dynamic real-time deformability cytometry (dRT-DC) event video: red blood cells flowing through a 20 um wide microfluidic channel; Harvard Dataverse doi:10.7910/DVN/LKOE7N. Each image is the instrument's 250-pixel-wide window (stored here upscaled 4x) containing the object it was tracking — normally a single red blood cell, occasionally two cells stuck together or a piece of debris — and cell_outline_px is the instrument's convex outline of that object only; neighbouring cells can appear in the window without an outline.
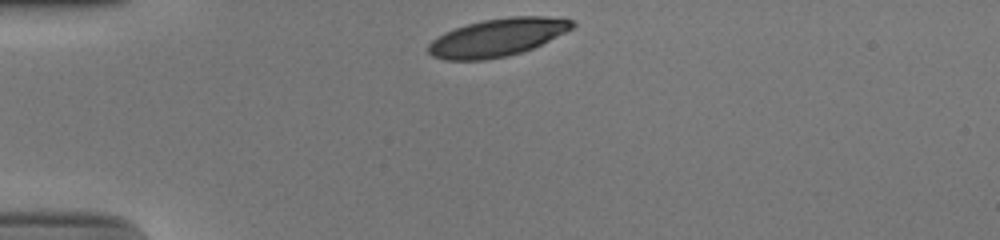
{"species": "human", "species_latin": "Homo sapiens", "temperature_condition": "cold", "stored_images_in_passage": 31, "camera_frame_rate_fps": 3000, "um_per_image_px": 0.085, "donor": {"sex": "male"}, "frame": {"image": 1, "passage_image": 1, "time_ms": 0.0, "image_size_px": [1000, 240], "cell_outline_px": [[576, 24], [572, 28], [532, 48], [508, 56], [484, 60], [444, 60], [432, 56], [428, 52], [428, 44], [432, 40], [444, 32], [468, 24], [484, 20], [512, 16], [564, 16], [572, 20]], "centroid_in_image_um": [42.28, 3.17], "position_along_channel_um": 42.7, "area_um2": 31.67}}
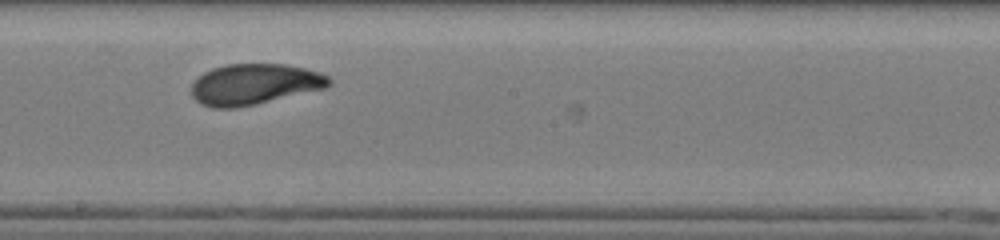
{"frame": {"image": 2, "passage_image": 18, "time_ms": 5.667, "image_size_px": [1000, 240], "cell_outline_px": [[332, 84], [324, 88], [256, 104], [236, 108], [212, 108], [200, 104], [192, 96], [192, 84], [204, 72], [212, 68], [228, 64], [284, 64], [304, 68], [320, 72], [328, 76], [332, 80]], "centroid_in_image_um": [21.62, 7.16], "position_along_channel_um": 226.6, "area_um2": 32.66}}
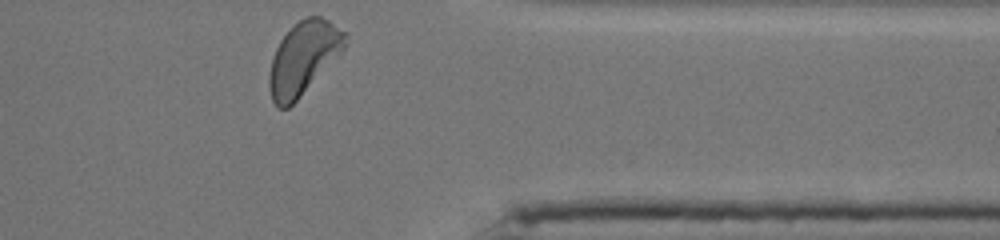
{"frame": {"image": 3, "passage_image": 31, "time_ms": 10.0, "image_size_px": [1000, 240], "cell_outline_px": [[348, 44], [300, 96], [288, 108], [276, 108], [272, 100], [268, 88], [268, 76], [272, 56], [280, 40], [300, 20], [308, 16], [320, 16], [328, 20], [348, 32]], "centroid_in_image_um": [25.78, 4.93], "position_along_channel_um": 385.6, "area_um2": 31.96}, "authors_computed_cell_mechanics": {"area_um2": 32.4836, "velocity_mm_per_s": 3.8658, "shape_relaxation_time_tau1_ms": 3.3817, "shape_relaxation_time_tau2_ms": 1.0575, "deformation_change_tau1": 0.1619, "deformation_change_tau2": 0.0614}}